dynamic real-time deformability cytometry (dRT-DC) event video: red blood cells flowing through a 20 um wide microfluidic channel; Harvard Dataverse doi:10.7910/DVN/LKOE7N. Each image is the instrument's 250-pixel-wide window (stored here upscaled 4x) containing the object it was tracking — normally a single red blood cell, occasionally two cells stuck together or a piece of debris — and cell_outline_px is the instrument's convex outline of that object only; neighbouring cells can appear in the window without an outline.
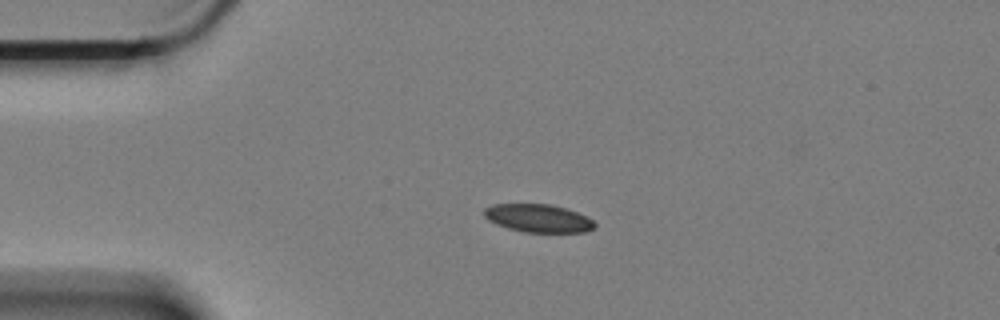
{"species": "Egyptian fruit bat (a non-hibernating species)", "species_latin": "Rousettus aegyptiacus", "temperature_condition": "cold", "stored_images_in_passage": 14, "camera_frame_rate_fps": 3000, "um_per_image_px": 0.085, "animal": {"sex": "female"}, "frame": {"image": 1, "passage_image": 1, "time_ms": 0.0, "image_size_px": [1000, 320], "cell_outline_px": [[596, 224], [592, 228], [584, 232], [524, 232], [508, 228], [496, 224], [488, 220], [484, 216], [484, 208], [492, 204], [552, 204], [568, 208], [592, 220]], "centroid_in_image_um": [45.71, 18.54], "position_along_channel_um": 39.3, "area_um2": 18.03}}
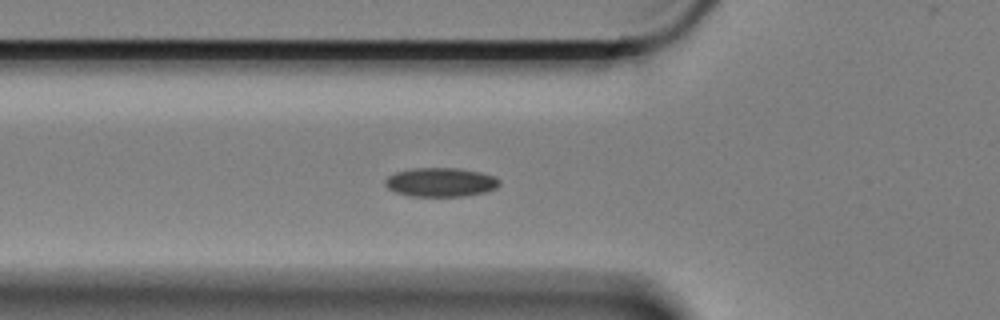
{"frame": {"image": 2, "passage_image": 8, "time_ms": 2.333, "image_size_px": [1000, 320], "cell_outline_px": [[500, 184], [496, 188], [484, 192], [464, 196], [412, 196], [396, 192], [388, 188], [384, 184], [384, 180], [388, 176], [396, 172], [416, 168], [456, 168], [480, 172], [496, 176], [500, 180]], "centroid_in_image_um": [37.47, 15.48], "position_along_channel_um": 88.3, "area_um2": 19.25}}
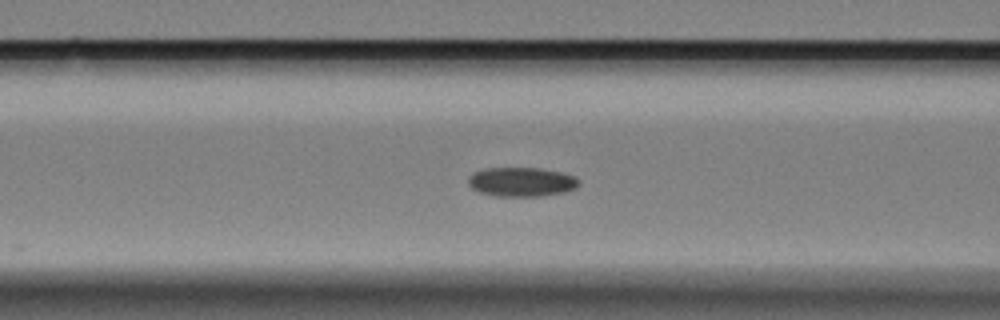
{"frame": {"image": 3, "passage_image": 11, "time_ms": 3.333, "image_size_px": [1000, 320], "cell_outline_px": [[580, 184], [576, 188], [564, 192], [544, 196], [496, 196], [480, 192], [472, 188], [468, 184], [468, 176], [472, 172], [484, 168], [540, 168], [560, 172], [576, 176], [580, 180]], "centroid_in_image_um": [44.34, 15.46], "position_along_channel_um": 122.3, "area_um2": 19.07}}